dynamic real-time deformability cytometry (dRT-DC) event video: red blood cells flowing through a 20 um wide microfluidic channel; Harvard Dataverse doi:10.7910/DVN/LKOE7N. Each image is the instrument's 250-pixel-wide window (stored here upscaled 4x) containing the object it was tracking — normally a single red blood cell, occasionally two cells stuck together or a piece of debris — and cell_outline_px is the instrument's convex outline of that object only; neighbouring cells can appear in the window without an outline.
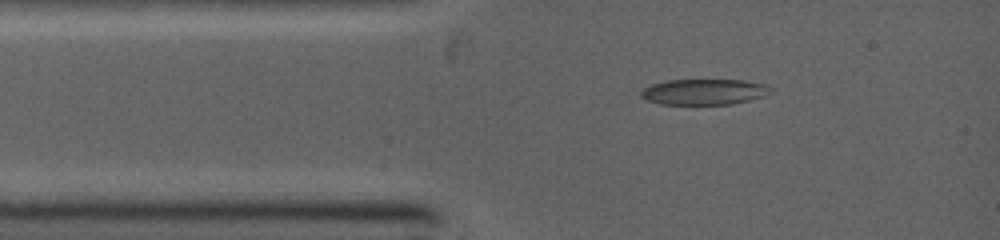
{"species": "common noctule bat (a hibernating species)", "species_latin": "Nyctalus noctula", "temperature_condition": "warm", "stored_images_in_passage": 5, "camera_frame_rate_fps": 5000, "um_per_image_px": 0.085, "animal": {"sex": "female", "body_mass_g": 19.0, "forearm_length_mm": 53.3}, "frame": {"image": 1, "passage_image": 3, "time_ms": 1.2, "image_size_px": [1000, 240], "cell_outline_px": [[772, 92], [764, 96], [732, 104], [660, 104], [648, 100], [640, 96], [640, 92], [644, 88], [652, 84], [664, 80], [744, 80], [764, 84], [772, 88]], "centroid_in_image_um": [59.84, 7.8], "position_along_channel_um": 25.2, "area_um2": 19.42}}